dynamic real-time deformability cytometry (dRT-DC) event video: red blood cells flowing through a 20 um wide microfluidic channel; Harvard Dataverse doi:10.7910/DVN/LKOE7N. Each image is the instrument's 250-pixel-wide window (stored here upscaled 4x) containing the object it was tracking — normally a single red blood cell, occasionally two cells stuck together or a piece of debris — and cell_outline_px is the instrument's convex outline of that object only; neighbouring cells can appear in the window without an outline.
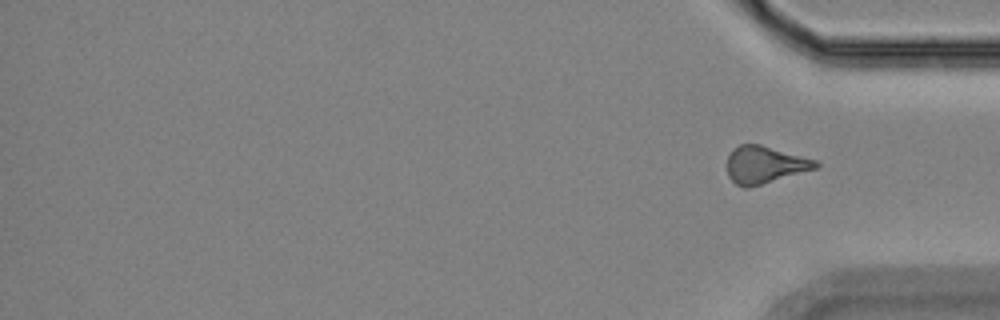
{"species": "Egyptian fruit bat (a non-hibernating species)", "species_latin": "Rousettus aegyptiacus", "temperature_condition": "room temperature", "stored_images_in_passage": 18, "segment_of_instrument_passage": [2, 2], "camera_frame_rate_fps": 3000, "um_per_image_px": 0.085, "animal": {"sex": "female"}, "frame": {"image": 1, "passage_image": 18, "time_ms": 19.333, "image_size_px": [1000, 320], "cell_outline_px": [[820, 164], [816, 168], [748, 188], [744, 188], [736, 184], [728, 176], [728, 156], [732, 148], [740, 144], [760, 144], [816, 160]], "centroid_in_image_um": [64.97, 14.0], "position_along_channel_um": 370.2, "area_um2": 19.02}}